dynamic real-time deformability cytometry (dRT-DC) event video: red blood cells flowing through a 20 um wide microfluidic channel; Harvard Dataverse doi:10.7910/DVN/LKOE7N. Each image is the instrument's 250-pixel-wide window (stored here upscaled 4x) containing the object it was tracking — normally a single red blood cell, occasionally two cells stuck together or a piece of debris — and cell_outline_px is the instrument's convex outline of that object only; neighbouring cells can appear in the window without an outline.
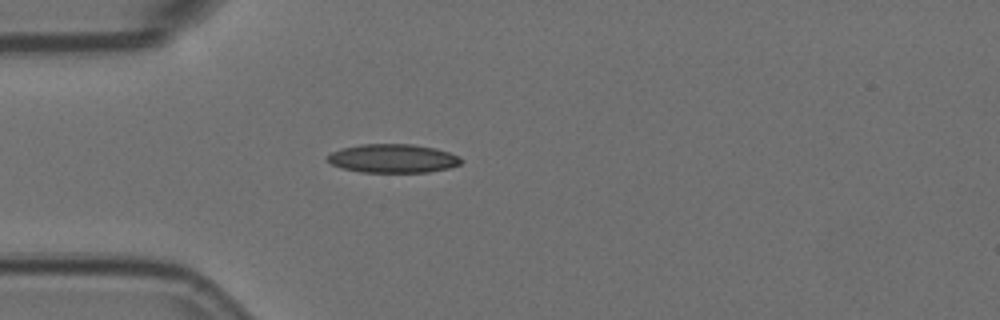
{"species": "Egyptian fruit bat (a non-hibernating species)", "species_latin": "Rousettus aegyptiacus", "temperature_condition": "room temperature", "stored_images_in_passage": 3, "camera_frame_rate_fps": 3000, "um_per_image_px": 0.085, "animal": {"sex": "female"}, "frame": {"image": 1, "passage_image": 3, "time_ms": 0.667, "image_size_px": [1000, 320], "cell_outline_px": [[464, 160], [460, 164], [448, 168], [428, 172], [360, 172], [340, 168], [324, 160], [324, 156], [340, 148], [360, 144], [412, 144], [436, 148], [460, 156]], "centroid_in_image_um": [33.35, 13.46], "position_along_channel_um": 51.7, "area_um2": 22.66}}